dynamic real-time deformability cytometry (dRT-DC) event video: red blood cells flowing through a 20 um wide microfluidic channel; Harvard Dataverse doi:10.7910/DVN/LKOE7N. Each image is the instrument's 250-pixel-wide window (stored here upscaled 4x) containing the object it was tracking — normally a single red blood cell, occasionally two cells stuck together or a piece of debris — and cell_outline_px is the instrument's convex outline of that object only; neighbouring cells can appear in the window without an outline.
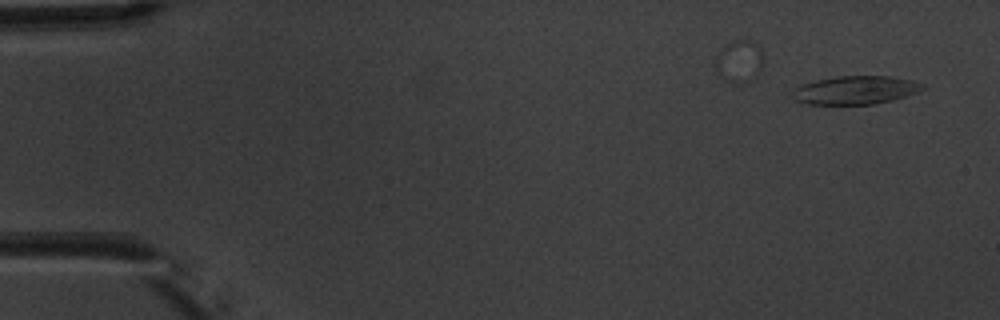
{"species": "common noctule bat (a hibernating species)", "species_latin": "Nyctalus noctula", "temperature_condition": "warm", "stored_images_in_passage": 2, "segment_of_instrument_passage": [2, 2], "camera_frame_rate_fps": 3000, "um_per_image_px": 0.085, "animal": {"sex": "male", "body_mass_g": 20.1, "forearm_length_mm": 53.5}, "frame": {"image": 1, "passage_image": 2, "time_ms": 1.333, "image_size_px": [1000, 320], "cell_outline_px": [[924, 88], [916, 92], [892, 100], [872, 104], [804, 104], [788, 96], [796, 88], [804, 84], [816, 80], [836, 76], [892, 76], [912, 80], [924, 84]], "centroid_in_image_um": [72.67, 7.66], "position_along_channel_um": 12.3, "area_um2": 21.44}}